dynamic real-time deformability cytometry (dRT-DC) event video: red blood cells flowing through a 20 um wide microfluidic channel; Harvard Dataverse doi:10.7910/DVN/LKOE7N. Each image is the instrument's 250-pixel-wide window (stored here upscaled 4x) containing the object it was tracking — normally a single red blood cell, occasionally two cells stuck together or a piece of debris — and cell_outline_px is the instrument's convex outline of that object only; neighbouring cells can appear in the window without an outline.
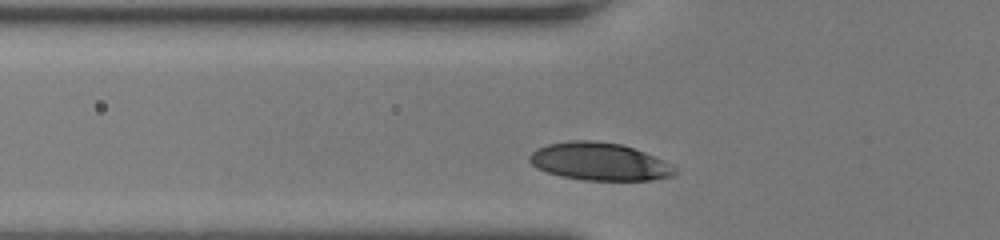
{"species": "human", "species_latin": "Homo sapiens", "temperature_condition": "room temperature", "stored_images_in_passage": 27, "camera_frame_rate_fps": 3000, "um_per_image_px": 0.085, "donor": {"sex": "female"}, "frame": {"image": 1, "passage_image": 4, "time_ms": 1.0, "image_size_px": [1000, 240], "cell_outline_px": [[680, 172], [672, 176], [652, 180], [584, 180], [560, 176], [536, 168], [528, 160], [528, 156], [536, 148], [548, 144], [572, 140], [592, 140], [620, 144], [644, 152], [672, 164]], "centroid_in_image_um": [50.95, 13.74], "position_along_channel_um": 74.9, "area_um2": 32.02}}
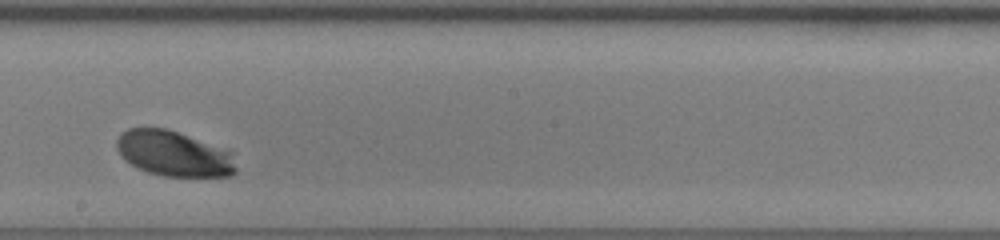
{"frame": {"image": 2, "passage_image": 16, "time_ms": 5.0, "image_size_px": [1000, 240], "cell_outline_px": [[236, 172], [232, 176], [164, 176], [148, 172], [124, 160], [120, 156], [116, 148], [116, 140], [120, 132], [128, 128], [164, 128], [236, 152]], "centroid_in_image_um": [14.8, 13.06], "position_along_channel_um": 233.4, "area_um2": 31.79}}
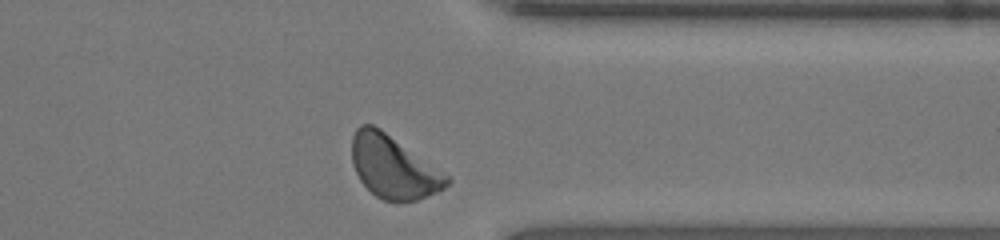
{"frame": {"image": 3, "passage_image": 27, "time_ms": 8.667, "image_size_px": [1000, 240], "cell_outline_px": [[452, 180], [444, 188], [436, 192], [416, 200], [396, 204], [384, 200], [376, 196], [360, 180], [352, 164], [352, 136], [356, 128], [360, 124], [372, 124], [380, 128], [448, 176]], "centroid_in_image_um": [33.4, 14.21], "position_along_channel_um": 378.0, "area_um2": 34.45}, "authors_computed_cell_mechanics": {"area_um2": 31.9056, "velocity_mm_per_s": 3.9903, "shape_relaxation_time_tau1_ms": 1.6523, "shape_relaxation_time_tau2_ms": null, "deformation_change_tau1": 0.1072, "deformation_change_tau2": null}}